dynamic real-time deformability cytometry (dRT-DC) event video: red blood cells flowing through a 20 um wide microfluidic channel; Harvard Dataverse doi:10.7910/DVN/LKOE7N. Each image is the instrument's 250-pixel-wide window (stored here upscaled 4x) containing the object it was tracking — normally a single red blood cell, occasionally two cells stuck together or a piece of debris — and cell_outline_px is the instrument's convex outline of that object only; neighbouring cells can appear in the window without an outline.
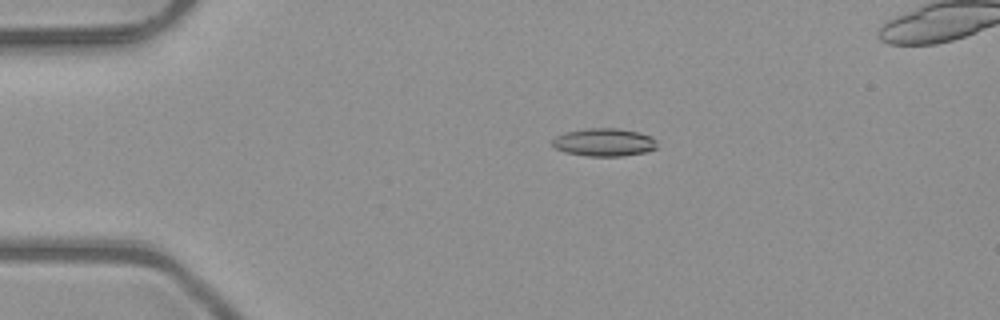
{"species": "common noctule bat (a hibernating species)", "species_latin": "Nyctalus noctula", "temperature_condition": "room temperature", "stored_images_in_passage": 5, "camera_frame_rate_fps": 3000, "um_per_image_px": 0.085, "animal": {"sex": "male", "body_mass_g": 23.1, "forearm_length_mm": 52.7}, "frame": {"image": 1, "passage_image": 3, "time_ms": 0.667, "image_size_px": [1000, 320], "cell_outline_px": [[656, 148], [644, 152], [620, 156], [588, 156], [564, 152], [556, 148], [552, 144], [552, 140], [556, 136], [564, 132], [584, 128], [616, 128], [640, 132], [652, 136], [656, 140]], "centroid_in_image_um": [51.33, 12.08], "position_along_channel_um": 33.7, "area_um2": 17.11}}